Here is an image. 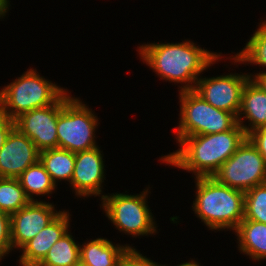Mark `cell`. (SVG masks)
Segmentation results:
<instances>
[{
    "label": "cell",
    "instance_id": "cell-28",
    "mask_svg": "<svg viewBox=\"0 0 266 266\" xmlns=\"http://www.w3.org/2000/svg\"><path fill=\"white\" fill-rule=\"evenodd\" d=\"M253 78V80L266 92V72L258 73L257 75L255 74V77Z\"/></svg>",
    "mask_w": 266,
    "mask_h": 266
},
{
    "label": "cell",
    "instance_id": "cell-14",
    "mask_svg": "<svg viewBox=\"0 0 266 266\" xmlns=\"http://www.w3.org/2000/svg\"><path fill=\"white\" fill-rule=\"evenodd\" d=\"M68 226L69 214L67 211H61L53 221L21 248L23 252L19 263L22 266H37L53 244L68 231Z\"/></svg>",
    "mask_w": 266,
    "mask_h": 266
},
{
    "label": "cell",
    "instance_id": "cell-8",
    "mask_svg": "<svg viewBox=\"0 0 266 266\" xmlns=\"http://www.w3.org/2000/svg\"><path fill=\"white\" fill-rule=\"evenodd\" d=\"M147 192L143 191L140 195L117 193L101 196L104 211L118 230L136 237L156 232L153 216L145 201Z\"/></svg>",
    "mask_w": 266,
    "mask_h": 266
},
{
    "label": "cell",
    "instance_id": "cell-7",
    "mask_svg": "<svg viewBox=\"0 0 266 266\" xmlns=\"http://www.w3.org/2000/svg\"><path fill=\"white\" fill-rule=\"evenodd\" d=\"M212 177L230 188L246 192L266 183V161L247 137Z\"/></svg>",
    "mask_w": 266,
    "mask_h": 266
},
{
    "label": "cell",
    "instance_id": "cell-2",
    "mask_svg": "<svg viewBox=\"0 0 266 266\" xmlns=\"http://www.w3.org/2000/svg\"><path fill=\"white\" fill-rule=\"evenodd\" d=\"M139 54L161 78L176 83L184 82L181 91L194 90L200 73L221 56L197 47L190 41L141 45Z\"/></svg>",
    "mask_w": 266,
    "mask_h": 266
},
{
    "label": "cell",
    "instance_id": "cell-11",
    "mask_svg": "<svg viewBox=\"0 0 266 266\" xmlns=\"http://www.w3.org/2000/svg\"><path fill=\"white\" fill-rule=\"evenodd\" d=\"M60 212L56 211L55 213L52 204L36 200L30 201L25 207L11 214L12 248L21 249L53 221Z\"/></svg>",
    "mask_w": 266,
    "mask_h": 266
},
{
    "label": "cell",
    "instance_id": "cell-30",
    "mask_svg": "<svg viewBox=\"0 0 266 266\" xmlns=\"http://www.w3.org/2000/svg\"><path fill=\"white\" fill-rule=\"evenodd\" d=\"M177 266H199L198 264H197V262H189V263H183V264H180V265H177Z\"/></svg>",
    "mask_w": 266,
    "mask_h": 266
},
{
    "label": "cell",
    "instance_id": "cell-29",
    "mask_svg": "<svg viewBox=\"0 0 266 266\" xmlns=\"http://www.w3.org/2000/svg\"><path fill=\"white\" fill-rule=\"evenodd\" d=\"M8 4V0H0V17L4 16L7 12Z\"/></svg>",
    "mask_w": 266,
    "mask_h": 266
},
{
    "label": "cell",
    "instance_id": "cell-16",
    "mask_svg": "<svg viewBox=\"0 0 266 266\" xmlns=\"http://www.w3.org/2000/svg\"><path fill=\"white\" fill-rule=\"evenodd\" d=\"M131 246H114L111 241L97 238L80 246V261L87 266H116Z\"/></svg>",
    "mask_w": 266,
    "mask_h": 266
},
{
    "label": "cell",
    "instance_id": "cell-27",
    "mask_svg": "<svg viewBox=\"0 0 266 266\" xmlns=\"http://www.w3.org/2000/svg\"><path fill=\"white\" fill-rule=\"evenodd\" d=\"M15 127V121L0 112V149L3 147L10 131Z\"/></svg>",
    "mask_w": 266,
    "mask_h": 266
},
{
    "label": "cell",
    "instance_id": "cell-24",
    "mask_svg": "<svg viewBox=\"0 0 266 266\" xmlns=\"http://www.w3.org/2000/svg\"><path fill=\"white\" fill-rule=\"evenodd\" d=\"M12 249L11 243V217L10 214L0 210V260Z\"/></svg>",
    "mask_w": 266,
    "mask_h": 266
},
{
    "label": "cell",
    "instance_id": "cell-6",
    "mask_svg": "<svg viewBox=\"0 0 266 266\" xmlns=\"http://www.w3.org/2000/svg\"><path fill=\"white\" fill-rule=\"evenodd\" d=\"M97 120L85 104L65 93L57 120L58 148L76 153L97 147L94 140Z\"/></svg>",
    "mask_w": 266,
    "mask_h": 266
},
{
    "label": "cell",
    "instance_id": "cell-26",
    "mask_svg": "<svg viewBox=\"0 0 266 266\" xmlns=\"http://www.w3.org/2000/svg\"><path fill=\"white\" fill-rule=\"evenodd\" d=\"M247 137L257 147L266 161V126L254 130Z\"/></svg>",
    "mask_w": 266,
    "mask_h": 266
},
{
    "label": "cell",
    "instance_id": "cell-31",
    "mask_svg": "<svg viewBox=\"0 0 266 266\" xmlns=\"http://www.w3.org/2000/svg\"><path fill=\"white\" fill-rule=\"evenodd\" d=\"M74 266H87L85 264H83L81 261H79L78 263H76Z\"/></svg>",
    "mask_w": 266,
    "mask_h": 266
},
{
    "label": "cell",
    "instance_id": "cell-1",
    "mask_svg": "<svg viewBox=\"0 0 266 266\" xmlns=\"http://www.w3.org/2000/svg\"><path fill=\"white\" fill-rule=\"evenodd\" d=\"M247 138L237 123L232 129L220 133L184 137L181 148L161 159L184 170L193 171L196 178L212 177Z\"/></svg>",
    "mask_w": 266,
    "mask_h": 266
},
{
    "label": "cell",
    "instance_id": "cell-4",
    "mask_svg": "<svg viewBox=\"0 0 266 266\" xmlns=\"http://www.w3.org/2000/svg\"><path fill=\"white\" fill-rule=\"evenodd\" d=\"M65 93L30 69L0 91V112L15 120L22 113L56 103Z\"/></svg>",
    "mask_w": 266,
    "mask_h": 266
},
{
    "label": "cell",
    "instance_id": "cell-3",
    "mask_svg": "<svg viewBox=\"0 0 266 266\" xmlns=\"http://www.w3.org/2000/svg\"><path fill=\"white\" fill-rule=\"evenodd\" d=\"M196 181L193 211L213 230H235L244 219V192L221 184L213 177H198Z\"/></svg>",
    "mask_w": 266,
    "mask_h": 266
},
{
    "label": "cell",
    "instance_id": "cell-5",
    "mask_svg": "<svg viewBox=\"0 0 266 266\" xmlns=\"http://www.w3.org/2000/svg\"><path fill=\"white\" fill-rule=\"evenodd\" d=\"M180 121L177 140L194 135L220 133L237 124L233 113L217 109L205 101L194 90L180 92Z\"/></svg>",
    "mask_w": 266,
    "mask_h": 266
},
{
    "label": "cell",
    "instance_id": "cell-20",
    "mask_svg": "<svg viewBox=\"0 0 266 266\" xmlns=\"http://www.w3.org/2000/svg\"><path fill=\"white\" fill-rule=\"evenodd\" d=\"M17 179L31 201H34L31 194H49L57 186L51 180L50 174L45 170L40 160L28 167Z\"/></svg>",
    "mask_w": 266,
    "mask_h": 266
},
{
    "label": "cell",
    "instance_id": "cell-15",
    "mask_svg": "<svg viewBox=\"0 0 266 266\" xmlns=\"http://www.w3.org/2000/svg\"><path fill=\"white\" fill-rule=\"evenodd\" d=\"M240 114H244V118L252 123L250 128L243 125ZM237 123L240 124L247 136L254 130L266 126V92L252 78L244 86Z\"/></svg>",
    "mask_w": 266,
    "mask_h": 266
},
{
    "label": "cell",
    "instance_id": "cell-18",
    "mask_svg": "<svg viewBox=\"0 0 266 266\" xmlns=\"http://www.w3.org/2000/svg\"><path fill=\"white\" fill-rule=\"evenodd\" d=\"M39 160L55 185L56 180L66 179L71 183L75 164L74 152L60 148L46 149L40 151Z\"/></svg>",
    "mask_w": 266,
    "mask_h": 266
},
{
    "label": "cell",
    "instance_id": "cell-25",
    "mask_svg": "<svg viewBox=\"0 0 266 266\" xmlns=\"http://www.w3.org/2000/svg\"><path fill=\"white\" fill-rule=\"evenodd\" d=\"M119 266H165L142 256L134 248H129L119 261Z\"/></svg>",
    "mask_w": 266,
    "mask_h": 266
},
{
    "label": "cell",
    "instance_id": "cell-22",
    "mask_svg": "<svg viewBox=\"0 0 266 266\" xmlns=\"http://www.w3.org/2000/svg\"><path fill=\"white\" fill-rule=\"evenodd\" d=\"M235 62H249L266 66V22L255 31L245 48L235 55Z\"/></svg>",
    "mask_w": 266,
    "mask_h": 266
},
{
    "label": "cell",
    "instance_id": "cell-19",
    "mask_svg": "<svg viewBox=\"0 0 266 266\" xmlns=\"http://www.w3.org/2000/svg\"><path fill=\"white\" fill-rule=\"evenodd\" d=\"M80 261V245L68 231L48 251L37 266H74Z\"/></svg>",
    "mask_w": 266,
    "mask_h": 266
},
{
    "label": "cell",
    "instance_id": "cell-21",
    "mask_svg": "<svg viewBox=\"0 0 266 266\" xmlns=\"http://www.w3.org/2000/svg\"><path fill=\"white\" fill-rule=\"evenodd\" d=\"M31 200L17 178L0 177V210L13 214L25 207Z\"/></svg>",
    "mask_w": 266,
    "mask_h": 266
},
{
    "label": "cell",
    "instance_id": "cell-10",
    "mask_svg": "<svg viewBox=\"0 0 266 266\" xmlns=\"http://www.w3.org/2000/svg\"><path fill=\"white\" fill-rule=\"evenodd\" d=\"M250 75L229 74L199 78L194 91L213 107L238 116L244 86Z\"/></svg>",
    "mask_w": 266,
    "mask_h": 266
},
{
    "label": "cell",
    "instance_id": "cell-17",
    "mask_svg": "<svg viewBox=\"0 0 266 266\" xmlns=\"http://www.w3.org/2000/svg\"><path fill=\"white\" fill-rule=\"evenodd\" d=\"M239 248L254 260L266 259V224L243 219L235 229Z\"/></svg>",
    "mask_w": 266,
    "mask_h": 266
},
{
    "label": "cell",
    "instance_id": "cell-23",
    "mask_svg": "<svg viewBox=\"0 0 266 266\" xmlns=\"http://www.w3.org/2000/svg\"><path fill=\"white\" fill-rule=\"evenodd\" d=\"M244 219L266 224V183L244 192Z\"/></svg>",
    "mask_w": 266,
    "mask_h": 266
},
{
    "label": "cell",
    "instance_id": "cell-13",
    "mask_svg": "<svg viewBox=\"0 0 266 266\" xmlns=\"http://www.w3.org/2000/svg\"><path fill=\"white\" fill-rule=\"evenodd\" d=\"M99 147L75 153L74 172L71 186L80 196L101 194V184L104 178V162Z\"/></svg>",
    "mask_w": 266,
    "mask_h": 266
},
{
    "label": "cell",
    "instance_id": "cell-12",
    "mask_svg": "<svg viewBox=\"0 0 266 266\" xmlns=\"http://www.w3.org/2000/svg\"><path fill=\"white\" fill-rule=\"evenodd\" d=\"M33 141L14 127L0 149V177L18 178L39 160Z\"/></svg>",
    "mask_w": 266,
    "mask_h": 266
},
{
    "label": "cell",
    "instance_id": "cell-9",
    "mask_svg": "<svg viewBox=\"0 0 266 266\" xmlns=\"http://www.w3.org/2000/svg\"><path fill=\"white\" fill-rule=\"evenodd\" d=\"M62 110V97L54 104L22 113L15 127L30 138L39 151L58 148L57 120Z\"/></svg>",
    "mask_w": 266,
    "mask_h": 266
}]
</instances>
